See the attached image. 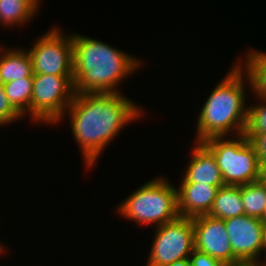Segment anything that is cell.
I'll list each match as a JSON object with an SVG mask.
<instances>
[{
    "label": "cell",
    "instance_id": "obj_24",
    "mask_svg": "<svg viewBox=\"0 0 266 266\" xmlns=\"http://www.w3.org/2000/svg\"><path fill=\"white\" fill-rule=\"evenodd\" d=\"M167 266H190L189 258H185L182 260L175 261Z\"/></svg>",
    "mask_w": 266,
    "mask_h": 266
},
{
    "label": "cell",
    "instance_id": "obj_28",
    "mask_svg": "<svg viewBox=\"0 0 266 266\" xmlns=\"http://www.w3.org/2000/svg\"><path fill=\"white\" fill-rule=\"evenodd\" d=\"M261 220L263 221L264 225H266V211H265V214Z\"/></svg>",
    "mask_w": 266,
    "mask_h": 266
},
{
    "label": "cell",
    "instance_id": "obj_17",
    "mask_svg": "<svg viewBox=\"0 0 266 266\" xmlns=\"http://www.w3.org/2000/svg\"><path fill=\"white\" fill-rule=\"evenodd\" d=\"M6 97L11 105L23 116L31 109L33 78L17 79L3 84Z\"/></svg>",
    "mask_w": 266,
    "mask_h": 266
},
{
    "label": "cell",
    "instance_id": "obj_5",
    "mask_svg": "<svg viewBox=\"0 0 266 266\" xmlns=\"http://www.w3.org/2000/svg\"><path fill=\"white\" fill-rule=\"evenodd\" d=\"M214 155L225 185L239 186L259 180V159L244 134L234 139L211 137L202 142Z\"/></svg>",
    "mask_w": 266,
    "mask_h": 266
},
{
    "label": "cell",
    "instance_id": "obj_3",
    "mask_svg": "<svg viewBox=\"0 0 266 266\" xmlns=\"http://www.w3.org/2000/svg\"><path fill=\"white\" fill-rule=\"evenodd\" d=\"M244 86L251 88V81L247 72L237 62L221 82L217 83L203 104L197 116L194 142H203L211 137L230 136L233 131L235 136L244 134L248 113Z\"/></svg>",
    "mask_w": 266,
    "mask_h": 266
},
{
    "label": "cell",
    "instance_id": "obj_11",
    "mask_svg": "<svg viewBox=\"0 0 266 266\" xmlns=\"http://www.w3.org/2000/svg\"><path fill=\"white\" fill-rule=\"evenodd\" d=\"M177 188L178 213L180 217L193 218L208 215L216 198L217 191L223 186L202 183H181Z\"/></svg>",
    "mask_w": 266,
    "mask_h": 266
},
{
    "label": "cell",
    "instance_id": "obj_21",
    "mask_svg": "<svg viewBox=\"0 0 266 266\" xmlns=\"http://www.w3.org/2000/svg\"><path fill=\"white\" fill-rule=\"evenodd\" d=\"M190 266H226L223 262L194 249L189 256Z\"/></svg>",
    "mask_w": 266,
    "mask_h": 266
},
{
    "label": "cell",
    "instance_id": "obj_22",
    "mask_svg": "<svg viewBox=\"0 0 266 266\" xmlns=\"http://www.w3.org/2000/svg\"><path fill=\"white\" fill-rule=\"evenodd\" d=\"M254 147L258 159L266 157V133L261 134H244Z\"/></svg>",
    "mask_w": 266,
    "mask_h": 266
},
{
    "label": "cell",
    "instance_id": "obj_13",
    "mask_svg": "<svg viewBox=\"0 0 266 266\" xmlns=\"http://www.w3.org/2000/svg\"><path fill=\"white\" fill-rule=\"evenodd\" d=\"M0 45V82L5 84L23 78H33L31 58L25 49L8 48Z\"/></svg>",
    "mask_w": 266,
    "mask_h": 266
},
{
    "label": "cell",
    "instance_id": "obj_10",
    "mask_svg": "<svg viewBox=\"0 0 266 266\" xmlns=\"http://www.w3.org/2000/svg\"><path fill=\"white\" fill-rule=\"evenodd\" d=\"M194 248L220 260L226 266L242 264L235 256L229 242L225 222L210 215L192 218Z\"/></svg>",
    "mask_w": 266,
    "mask_h": 266
},
{
    "label": "cell",
    "instance_id": "obj_29",
    "mask_svg": "<svg viewBox=\"0 0 266 266\" xmlns=\"http://www.w3.org/2000/svg\"><path fill=\"white\" fill-rule=\"evenodd\" d=\"M257 266H266V262L261 263L260 265H257Z\"/></svg>",
    "mask_w": 266,
    "mask_h": 266
},
{
    "label": "cell",
    "instance_id": "obj_6",
    "mask_svg": "<svg viewBox=\"0 0 266 266\" xmlns=\"http://www.w3.org/2000/svg\"><path fill=\"white\" fill-rule=\"evenodd\" d=\"M74 94L73 76L33 74L31 109L28 115L36 123L58 124L64 118Z\"/></svg>",
    "mask_w": 266,
    "mask_h": 266
},
{
    "label": "cell",
    "instance_id": "obj_27",
    "mask_svg": "<svg viewBox=\"0 0 266 266\" xmlns=\"http://www.w3.org/2000/svg\"><path fill=\"white\" fill-rule=\"evenodd\" d=\"M4 248H5V246H3V244L0 243V254H3V252H6V250Z\"/></svg>",
    "mask_w": 266,
    "mask_h": 266
},
{
    "label": "cell",
    "instance_id": "obj_14",
    "mask_svg": "<svg viewBox=\"0 0 266 266\" xmlns=\"http://www.w3.org/2000/svg\"><path fill=\"white\" fill-rule=\"evenodd\" d=\"M244 214L245 211L241 199L240 185H225L220 187L208 215L224 220Z\"/></svg>",
    "mask_w": 266,
    "mask_h": 266
},
{
    "label": "cell",
    "instance_id": "obj_19",
    "mask_svg": "<svg viewBox=\"0 0 266 266\" xmlns=\"http://www.w3.org/2000/svg\"><path fill=\"white\" fill-rule=\"evenodd\" d=\"M258 98L257 100H259V104L248 107L247 123L244 134L266 133V99L261 97Z\"/></svg>",
    "mask_w": 266,
    "mask_h": 266
},
{
    "label": "cell",
    "instance_id": "obj_25",
    "mask_svg": "<svg viewBox=\"0 0 266 266\" xmlns=\"http://www.w3.org/2000/svg\"><path fill=\"white\" fill-rule=\"evenodd\" d=\"M25 1L35 12L39 10L40 0H23Z\"/></svg>",
    "mask_w": 266,
    "mask_h": 266
},
{
    "label": "cell",
    "instance_id": "obj_20",
    "mask_svg": "<svg viewBox=\"0 0 266 266\" xmlns=\"http://www.w3.org/2000/svg\"><path fill=\"white\" fill-rule=\"evenodd\" d=\"M23 116L11 105L6 97L3 84L0 82V126H7L9 123H15Z\"/></svg>",
    "mask_w": 266,
    "mask_h": 266
},
{
    "label": "cell",
    "instance_id": "obj_30",
    "mask_svg": "<svg viewBox=\"0 0 266 266\" xmlns=\"http://www.w3.org/2000/svg\"><path fill=\"white\" fill-rule=\"evenodd\" d=\"M236 266H250V265L240 264V265H236Z\"/></svg>",
    "mask_w": 266,
    "mask_h": 266
},
{
    "label": "cell",
    "instance_id": "obj_23",
    "mask_svg": "<svg viewBox=\"0 0 266 266\" xmlns=\"http://www.w3.org/2000/svg\"><path fill=\"white\" fill-rule=\"evenodd\" d=\"M259 181L266 183V157L259 160Z\"/></svg>",
    "mask_w": 266,
    "mask_h": 266
},
{
    "label": "cell",
    "instance_id": "obj_15",
    "mask_svg": "<svg viewBox=\"0 0 266 266\" xmlns=\"http://www.w3.org/2000/svg\"><path fill=\"white\" fill-rule=\"evenodd\" d=\"M247 55L246 62L242 64L238 59V63L250 78L253 95L266 99V53L252 48L247 51Z\"/></svg>",
    "mask_w": 266,
    "mask_h": 266
},
{
    "label": "cell",
    "instance_id": "obj_9",
    "mask_svg": "<svg viewBox=\"0 0 266 266\" xmlns=\"http://www.w3.org/2000/svg\"><path fill=\"white\" fill-rule=\"evenodd\" d=\"M234 256L242 263L257 266L263 253L262 235L264 223L260 218L241 215L224 219Z\"/></svg>",
    "mask_w": 266,
    "mask_h": 266
},
{
    "label": "cell",
    "instance_id": "obj_7",
    "mask_svg": "<svg viewBox=\"0 0 266 266\" xmlns=\"http://www.w3.org/2000/svg\"><path fill=\"white\" fill-rule=\"evenodd\" d=\"M155 230L146 266H167L189 258L195 249L192 218L179 216Z\"/></svg>",
    "mask_w": 266,
    "mask_h": 266
},
{
    "label": "cell",
    "instance_id": "obj_16",
    "mask_svg": "<svg viewBox=\"0 0 266 266\" xmlns=\"http://www.w3.org/2000/svg\"><path fill=\"white\" fill-rule=\"evenodd\" d=\"M245 215L262 219L266 211V183L254 181L240 185Z\"/></svg>",
    "mask_w": 266,
    "mask_h": 266
},
{
    "label": "cell",
    "instance_id": "obj_26",
    "mask_svg": "<svg viewBox=\"0 0 266 266\" xmlns=\"http://www.w3.org/2000/svg\"><path fill=\"white\" fill-rule=\"evenodd\" d=\"M262 245H263V251L266 252V225H264L263 227Z\"/></svg>",
    "mask_w": 266,
    "mask_h": 266
},
{
    "label": "cell",
    "instance_id": "obj_2",
    "mask_svg": "<svg viewBox=\"0 0 266 266\" xmlns=\"http://www.w3.org/2000/svg\"><path fill=\"white\" fill-rule=\"evenodd\" d=\"M71 38L74 93H120V82L142 67L143 60L99 39L74 33Z\"/></svg>",
    "mask_w": 266,
    "mask_h": 266
},
{
    "label": "cell",
    "instance_id": "obj_12",
    "mask_svg": "<svg viewBox=\"0 0 266 266\" xmlns=\"http://www.w3.org/2000/svg\"><path fill=\"white\" fill-rule=\"evenodd\" d=\"M191 160L181 183H202L212 186H225L221 170L212 152L202 143L195 142Z\"/></svg>",
    "mask_w": 266,
    "mask_h": 266
},
{
    "label": "cell",
    "instance_id": "obj_1",
    "mask_svg": "<svg viewBox=\"0 0 266 266\" xmlns=\"http://www.w3.org/2000/svg\"><path fill=\"white\" fill-rule=\"evenodd\" d=\"M67 112L86 169L94 166L122 128L144 113L141 106L121 93H75Z\"/></svg>",
    "mask_w": 266,
    "mask_h": 266
},
{
    "label": "cell",
    "instance_id": "obj_18",
    "mask_svg": "<svg viewBox=\"0 0 266 266\" xmlns=\"http://www.w3.org/2000/svg\"><path fill=\"white\" fill-rule=\"evenodd\" d=\"M35 14L36 12L23 0H0V23L3 26H24Z\"/></svg>",
    "mask_w": 266,
    "mask_h": 266
},
{
    "label": "cell",
    "instance_id": "obj_8",
    "mask_svg": "<svg viewBox=\"0 0 266 266\" xmlns=\"http://www.w3.org/2000/svg\"><path fill=\"white\" fill-rule=\"evenodd\" d=\"M33 74L73 76V46L71 35L51 28L40 36L27 51Z\"/></svg>",
    "mask_w": 266,
    "mask_h": 266
},
{
    "label": "cell",
    "instance_id": "obj_4",
    "mask_svg": "<svg viewBox=\"0 0 266 266\" xmlns=\"http://www.w3.org/2000/svg\"><path fill=\"white\" fill-rule=\"evenodd\" d=\"M140 225L156 227L179 217L177 187L164 177H155L125 198L116 212Z\"/></svg>",
    "mask_w": 266,
    "mask_h": 266
}]
</instances>
